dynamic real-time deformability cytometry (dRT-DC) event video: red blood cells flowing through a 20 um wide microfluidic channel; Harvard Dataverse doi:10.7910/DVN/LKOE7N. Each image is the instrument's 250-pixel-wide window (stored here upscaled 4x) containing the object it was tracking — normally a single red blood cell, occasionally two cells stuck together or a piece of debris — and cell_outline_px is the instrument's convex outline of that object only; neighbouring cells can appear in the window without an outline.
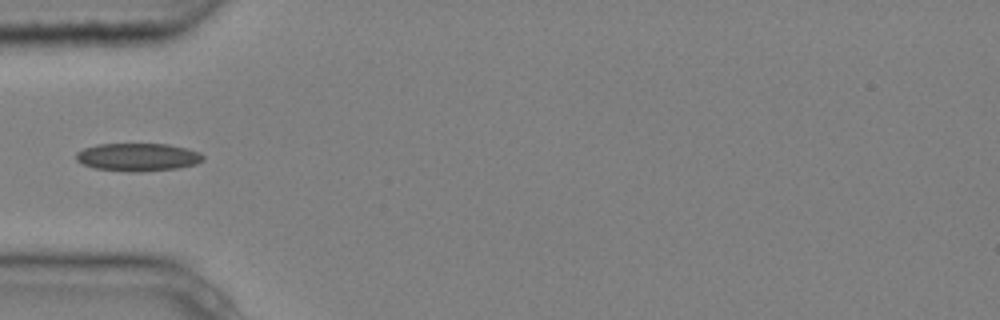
{"species": "common noctule bat (a hibernating species)", "species_latin": "Nyctalus noctula", "temperature_condition": "cold", "stored_images_in_passage": 9, "camera_frame_rate_fps": 3000, "um_per_image_px": 0.085, "animal": {"sex": "male", "body_mass_g": 20.4}, "frame": {"image": 1, "passage_image": 6, "time_ms": 1.667, "image_size_px": [1000, 320], "cell_outline_px": [[204, 160], [196, 164], [176, 168], [140, 172], [132, 172], [96, 168], [84, 164], [76, 160], [76, 152], [84, 148], [96, 144], [168, 144], [188, 148], [200, 152], [204, 156]], "centroid_in_image_um": [11.74, 13.34], "position_along_channel_um": 73.3, "area_um2": 20.69}}
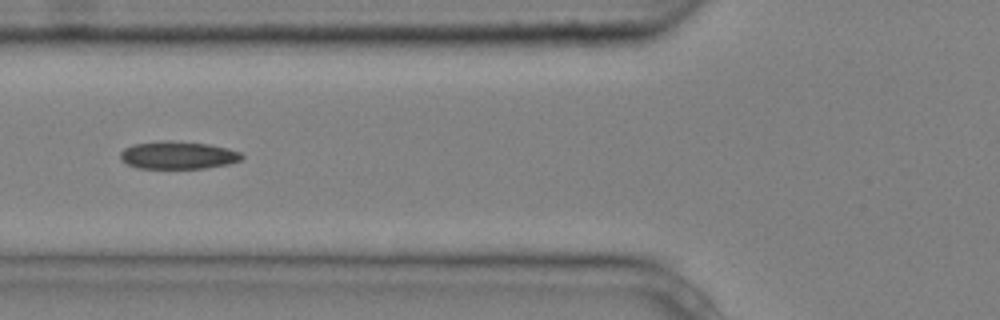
{"frame": {"image": 2, "passage_image": 7, "time_ms": 2.0, "image_size_px": [1000, 320], "cell_outline_px": [[244, 156], [240, 160], [228, 164], [204, 168], [136, 168], [120, 160], [120, 152], [124, 148], [132, 144], [164, 140], [208, 144], [228, 148], [240, 152]], "centroid_in_image_um": [15.1, 13.19], "position_along_channel_um": 110.7, "area_um2": 19.59}}